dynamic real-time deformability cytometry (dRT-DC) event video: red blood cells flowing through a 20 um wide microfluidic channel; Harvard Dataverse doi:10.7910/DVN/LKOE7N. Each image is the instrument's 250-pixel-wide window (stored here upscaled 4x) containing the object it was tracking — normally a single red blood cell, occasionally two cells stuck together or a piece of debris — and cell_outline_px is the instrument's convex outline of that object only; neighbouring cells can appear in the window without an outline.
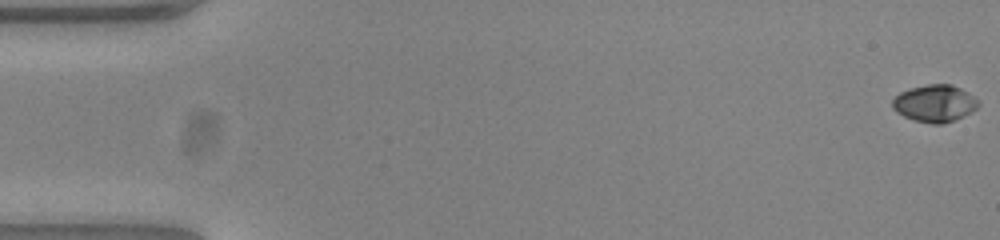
{"species": "common noctule bat (a hibernating species)", "species_latin": "Nyctalus noctula", "temperature_condition": "warm", "stored_images_in_passage": 10, "camera_frame_rate_fps": 3000, "um_per_image_px": 0.085, "animal": {"sex": "female", "body_mass_g": 23.0, "forearm_length_mm": 53.4}, "frame": {"image": 1, "passage_image": 1, "time_ms": 0.0, "image_size_px": [1000, 240], "cell_outline_px": [[980, 104], [976, 108], [956, 120], [940, 124], [932, 124], [912, 120], [896, 112], [892, 108], [892, 100], [900, 92], [908, 88], [928, 84], [952, 84], [968, 92], [980, 100]], "centroid_in_image_um": [79.44, 8.78], "position_along_channel_um": 5.6, "area_um2": 18.79}}